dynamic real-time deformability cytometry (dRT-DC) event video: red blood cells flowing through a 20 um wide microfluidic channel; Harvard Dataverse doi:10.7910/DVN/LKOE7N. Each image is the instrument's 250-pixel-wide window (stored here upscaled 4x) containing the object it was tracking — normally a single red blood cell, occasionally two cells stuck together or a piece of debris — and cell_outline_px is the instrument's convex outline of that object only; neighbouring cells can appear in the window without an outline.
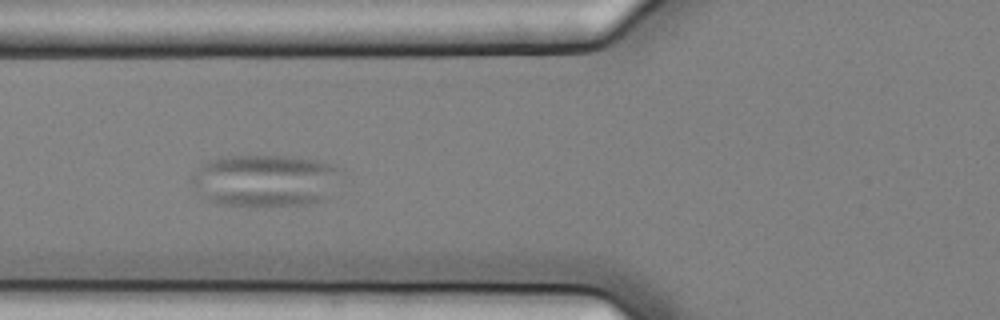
{"species": "common noctule bat (a hibernating species)", "species_latin": "Nyctalus noctula", "temperature_condition": "cold", "stored_images_in_passage": 38, "camera_frame_rate_fps": 3000, "um_per_image_px": 0.085, "animal": {"sex": "female", "body_mass_g": 25.1}, "frame": {"image": 1, "passage_image": 8, "time_ms": 2.333, "image_size_px": [1000, 320], "cell_outline_px": [[340, 168], [324, 196], [320, 200], [308, 204], [220, 204], [208, 200], [200, 196], [192, 184], [192, 172], [196, 168], [208, 160], [220, 156], [296, 156], [316, 160], [332, 164]], "centroid_in_image_um": [22.39, 15.29], "position_along_channel_um": 103.4, "area_um2": 44.27}}